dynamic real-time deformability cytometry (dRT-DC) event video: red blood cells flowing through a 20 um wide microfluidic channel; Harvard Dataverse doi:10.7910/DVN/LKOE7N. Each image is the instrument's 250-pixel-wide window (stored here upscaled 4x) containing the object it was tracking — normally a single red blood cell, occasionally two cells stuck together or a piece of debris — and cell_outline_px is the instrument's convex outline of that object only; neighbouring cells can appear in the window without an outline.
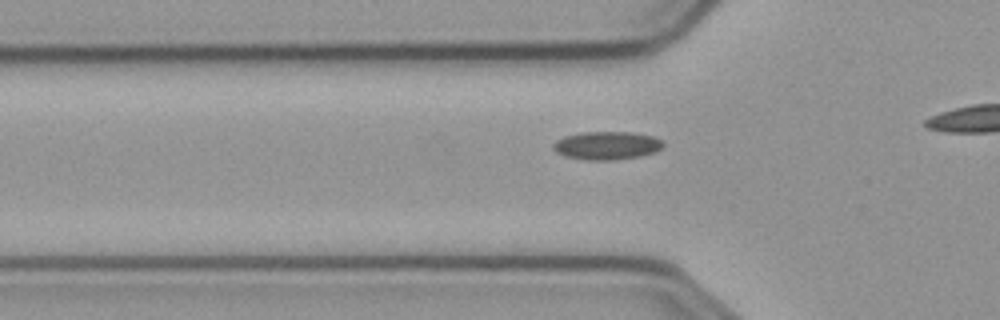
{"species": "common noctule bat (a hibernating species)", "species_latin": "Nyctalus noctula", "temperature_condition": "cold", "stored_images_in_passage": 16, "camera_frame_rate_fps": 3000, "um_per_image_px": 0.085, "animal": {"sex": "male", "body_mass_g": 23.1, "forearm_length_mm": 52.7}, "frame": {"image": 1, "passage_image": 7, "time_ms": 2.0, "image_size_px": [1000, 320], "cell_outline_px": [[664, 144], [656, 152], [640, 156], [612, 160], [584, 160], [564, 156], [556, 152], [552, 148], [552, 144], [556, 140], [564, 136], [580, 132], [632, 132], [652, 136], [664, 140]], "centroid_in_image_um": [51.56, 12.37], "position_along_channel_um": 74.2, "area_um2": 18.26}}
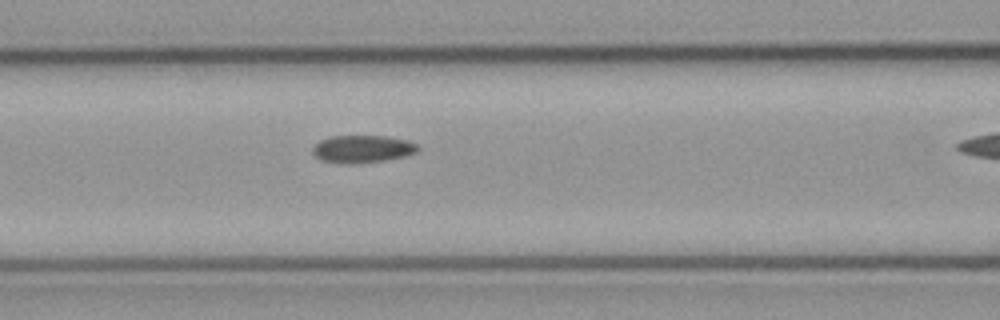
{"frame": {"image": 2, "passage_image": 12, "time_ms": 3.667, "image_size_px": [1000, 320], "cell_outline_px": [[420, 148], [416, 152], [404, 156], [384, 160], [352, 164], [320, 160], [312, 152], [312, 148], [320, 140], [328, 136], [384, 136], [408, 140], [416, 144]], "centroid_in_image_um": [30.79, 12.65], "position_along_channel_um": 135.8, "area_um2": 16.76}}